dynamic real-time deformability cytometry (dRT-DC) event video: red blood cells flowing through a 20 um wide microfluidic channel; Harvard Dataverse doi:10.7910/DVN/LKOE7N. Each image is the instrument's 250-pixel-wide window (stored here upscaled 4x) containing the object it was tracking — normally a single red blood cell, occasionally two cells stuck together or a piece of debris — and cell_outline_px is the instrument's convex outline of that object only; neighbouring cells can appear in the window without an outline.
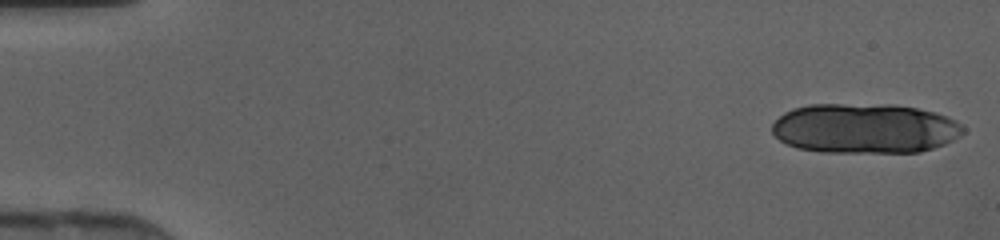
{"species": "human", "species_latin": "Homo sapiens", "temperature_condition": "cold", "stored_images_in_passage": 14, "camera_frame_rate_fps": 3000, "um_per_image_px": 0.085, "donor": {"sex": "female"}, "frame": {"image": 1, "passage_image": 1, "time_ms": 0.0, "image_size_px": [1000, 240], "cell_outline_px": [[964, 132], [960, 136], [944, 144], [920, 152], [824, 152], [796, 148], [780, 140], [772, 132], [772, 124], [784, 112], [792, 108], [808, 104], [892, 104], [916, 108], [936, 112], [948, 116], [956, 120], [964, 128]], "centroid_in_image_um": [73.51, 10.9], "position_along_channel_um": 11.5, "area_um2": 55.89}}
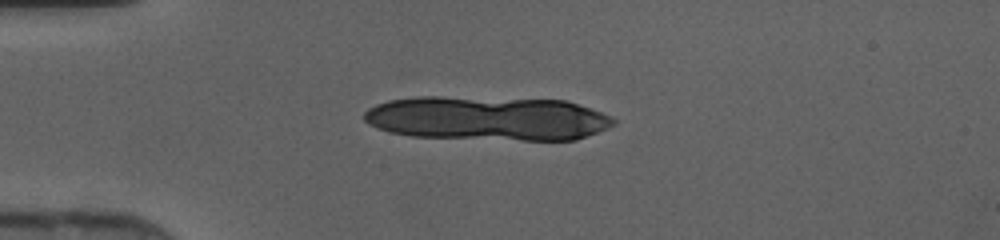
{"frame": {"image": 2, "passage_image": 11, "time_ms": 3.333, "image_size_px": [1000, 240], "cell_outline_px": [[616, 124], [608, 128], [576, 140], [524, 140], [412, 136], [388, 132], [368, 124], [364, 120], [364, 112], [368, 108], [376, 104], [388, 100], [416, 96], [440, 96], [564, 100], [612, 116], [616, 120]], "centroid_in_image_um": [41.41, 10.05], "position_along_channel_um": 43.6, "area_um2": 64.5}}